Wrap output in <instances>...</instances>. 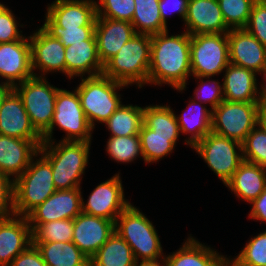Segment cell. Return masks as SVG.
<instances>
[{
	"mask_svg": "<svg viewBox=\"0 0 266 266\" xmlns=\"http://www.w3.org/2000/svg\"><path fill=\"white\" fill-rule=\"evenodd\" d=\"M169 31L151 35V53L147 84H167L185 90L191 74L190 34L168 35Z\"/></svg>",
	"mask_w": 266,
	"mask_h": 266,
	"instance_id": "cell-1",
	"label": "cell"
},
{
	"mask_svg": "<svg viewBox=\"0 0 266 266\" xmlns=\"http://www.w3.org/2000/svg\"><path fill=\"white\" fill-rule=\"evenodd\" d=\"M56 143V144H55ZM91 142L61 141L53 138L39 148L50 163L56 190L81 188L82 175L89 162Z\"/></svg>",
	"mask_w": 266,
	"mask_h": 266,
	"instance_id": "cell-2",
	"label": "cell"
},
{
	"mask_svg": "<svg viewBox=\"0 0 266 266\" xmlns=\"http://www.w3.org/2000/svg\"><path fill=\"white\" fill-rule=\"evenodd\" d=\"M151 53V35L136 33L109 59L102 74L127 86L147 84Z\"/></svg>",
	"mask_w": 266,
	"mask_h": 266,
	"instance_id": "cell-3",
	"label": "cell"
},
{
	"mask_svg": "<svg viewBox=\"0 0 266 266\" xmlns=\"http://www.w3.org/2000/svg\"><path fill=\"white\" fill-rule=\"evenodd\" d=\"M55 191L51 163L38 152L14 180V214L26 217Z\"/></svg>",
	"mask_w": 266,
	"mask_h": 266,
	"instance_id": "cell-4",
	"label": "cell"
},
{
	"mask_svg": "<svg viewBox=\"0 0 266 266\" xmlns=\"http://www.w3.org/2000/svg\"><path fill=\"white\" fill-rule=\"evenodd\" d=\"M81 83L75 88L81 106L91 127L95 122L105 123L123 104L118 91L129 87L103 74L80 77ZM119 89V90H118Z\"/></svg>",
	"mask_w": 266,
	"mask_h": 266,
	"instance_id": "cell-5",
	"label": "cell"
},
{
	"mask_svg": "<svg viewBox=\"0 0 266 266\" xmlns=\"http://www.w3.org/2000/svg\"><path fill=\"white\" fill-rule=\"evenodd\" d=\"M115 232L129 244L136 261L165 257L152 221L132 203L117 217Z\"/></svg>",
	"mask_w": 266,
	"mask_h": 266,
	"instance_id": "cell-6",
	"label": "cell"
},
{
	"mask_svg": "<svg viewBox=\"0 0 266 266\" xmlns=\"http://www.w3.org/2000/svg\"><path fill=\"white\" fill-rule=\"evenodd\" d=\"M58 126L66 136L61 141L92 142L93 128L87 120L77 91L60 89L56 95L55 112L50 128L42 135L43 142L53 141V130Z\"/></svg>",
	"mask_w": 266,
	"mask_h": 266,
	"instance_id": "cell-7",
	"label": "cell"
},
{
	"mask_svg": "<svg viewBox=\"0 0 266 266\" xmlns=\"http://www.w3.org/2000/svg\"><path fill=\"white\" fill-rule=\"evenodd\" d=\"M21 97L31 124L42 136L49 128L55 112L56 95L60 88L46 77L32 76L13 87Z\"/></svg>",
	"mask_w": 266,
	"mask_h": 266,
	"instance_id": "cell-8",
	"label": "cell"
},
{
	"mask_svg": "<svg viewBox=\"0 0 266 266\" xmlns=\"http://www.w3.org/2000/svg\"><path fill=\"white\" fill-rule=\"evenodd\" d=\"M190 62L193 77H214L229 65L227 33L190 35Z\"/></svg>",
	"mask_w": 266,
	"mask_h": 266,
	"instance_id": "cell-9",
	"label": "cell"
},
{
	"mask_svg": "<svg viewBox=\"0 0 266 266\" xmlns=\"http://www.w3.org/2000/svg\"><path fill=\"white\" fill-rule=\"evenodd\" d=\"M260 102L222 101L212 111L211 132L242 143L258 123Z\"/></svg>",
	"mask_w": 266,
	"mask_h": 266,
	"instance_id": "cell-10",
	"label": "cell"
},
{
	"mask_svg": "<svg viewBox=\"0 0 266 266\" xmlns=\"http://www.w3.org/2000/svg\"><path fill=\"white\" fill-rule=\"evenodd\" d=\"M192 148L224 185L231 179L243 161L242 144L240 142L212 132L208 133Z\"/></svg>",
	"mask_w": 266,
	"mask_h": 266,
	"instance_id": "cell-11",
	"label": "cell"
},
{
	"mask_svg": "<svg viewBox=\"0 0 266 266\" xmlns=\"http://www.w3.org/2000/svg\"><path fill=\"white\" fill-rule=\"evenodd\" d=\"M120 173L100 183L88 196L87 202L82 196V212L116 221L117 217L131 204L125 199Z\"/></svg>",
	"mask_w": 266,
	"mask_h": 266,
	"instance_id": "cell-12",
	"label": "cell"
},
{
	"mask_svg": "<svg viewBox=\"0 0 266 266\" xmlns=\"http://www.w3.org/2000/svg\"><path fill=\"white\" fill-rule=\"evenodd\" d=\"M30 36L32 70L34 76L45 77L47 73L66 75L65 47L41 26ZM39 69V74L35 70ZM41 73V74H40Z\"/></svg>",
	"mask_w": 266,
	"mask_h": 266,
	"instance_id": "cell-13",
	"label": "cell"
},
{
	"mask_svg": "<svg viewBox=\"0 0 266 266\" xmlns=\"http://www.w3.org/2000/svg\"><path fill=\"white\" fill-rule=\"evenodd\" d=\"M27 37L9 43H0V79L12 87L34 75L31 44L29 36Z\"/></svg>",
	"mask_w": 266,
	"mask_h": 266,
	"instance_id": "cell-14",
	"label": "cell"
},
{
	"mask_svg": "<svg viewBox=\"0 0 266 266\" xmlns=\"http://www.w3.org/2000/svg\"><path fill=\"white\" fill-rule=\"evenodd\" d=\"M82 188L56 190L26 217L28 223L74 219L82 212Z\"/></svg>",
	"mask_w": 266,
	"mask_h": 266,
	"instance_id": "cell-15",
	"label": "cell"
},
{
	"mask_svg": "<svg viewBox=\"0 0 266 266\" xmlns=\"http://www.w3.org/2000/svg\"><path fill=\"white\" fill-rule=\"evenodd\" d=\"M72 242L90 259L115 232V222L81 212L73 219Z\"/></svg>",
	"mask_w": 266,
	"mask_h": 266,
	"instance_id": "cell-16",
	"label": "cell"
},
{
	"mask_svg": "<svg viewBox=\"0 0 266 266\" xmlns=\"http://www.w3.org/2000/svg\"><path fill=\"white\" fill-rule=\"evenodd\" d=\"M229 62L260 75L266 69V47L245 28L230 29Z\"/></svg>",
	"mask_w": 266,
	"mask_h": 266,
	"instance_id": "cell-17",
	"label": "cell"
},
{
	"mask_svg": "<svg viewBox=\"0 0 266 266\" xmlns=\"http://www.w3.org/2000/svg\"><path fill=\"white\" fill-rule=\"evenodd\" d=\"M190 35L228 33L218 0H188L184 19Z\"/></svg>",
	"mask_w": 266,
	"mask_h": 266,
	"instance_id": "cell-18",
	"label": "cell"
},
{
	"mask_svg": "<svg viewBox=\"0 0 266 266\" xmlns=\"http://www.w3.org/2000/svg\"><path fill=\"white\" fill-rule=\"evenodd\" d=\"M42 143L43 140H24L0 135V173L14 181L28 168Z\"/></svg>",
	"mask_w": 266,
	"mask_h": 266,
	"instance_id": "cell-19",
	"label": "cell"
},
{
	"mask_svg": "<svg viewBox=\"0 0 266 266\" xmlns=\"http://www.w3.org/2000/svg\"><path fill=\"white\" fill-rule=\"evenodd\" d=\"M0 135L24 140H43L31 124L22 99L12 89L0 107Z\"/></svg>",
	"mask_w": 266,
	"mask_h": 266,
	"instance_id": "cell-20",
	"label": "cell"
},
{
	"mask_svg": "<svg viewBox=\"0 0 266 266\" xmlns=\"http://www.w3.org/2000/svg\"><path fill=\"white\" fill-rule=\"evenodd\" d=\"M31 244L32 229L27 217L13 214L0 218V266H10Z\"/></svg>",
	"mask_w": 266,
	"mask_h": 266,
	"instance_id": "cell-21",
	"label": "cell"
},
{
	"mask_svg": "<svg viewBox=\"0 0 266 266\" xmlns=\"http://www.w3.org/2000/svg\"><path fill=\"white\" fill-rule=\"evenodd\" d=\"M47 6L45 15L63 29L96 25L95 0H55Z\"/></svg>",
	"mask_w": 266,
	"mask_h": 266,
	"instance_id": "cell-22",
	"label": "cell"
},
{
	"mask_svg": "<svg viewBox=\"0 0 266 266\" xmlns=\"http://www.w3.org/2000/svg\"><path fill=\"white\" fill-rule=\"evenodd\" d=\"M129 21L112 20L96 16L95 36L98 55L104 65L135 35Z\"/></svg>",
	"mask_w": 266,
	"mask_h": 266,
	"instance_id": "cell-23",
	"label": "cell"
},
{
	"mask_svg": "<svg viewBox=\"0 0 266 266\" xmlns=\"http://www.w3.org/2000/svg\"><path fill=\"white\" fill-rule=\"evenodd\" d=\"M66 75L85 77L101 75L104 65L100 61L95 34L83 43L73 44L65 48Z\"/></svg>",
	"mask_w": 266,
	"mask_h": 266,
	"instance_id": "cell-24",
	"label": "cell"
},
{
	"mask_svg": "<svg viewBox=\"0 0 266 266\" xmlns=\"http://www.w3.org/2000/svg\"><path fill=\"white\" fill-rule=\"evenodd\" d=\"M223 96L229 102H260L258 74L238 65L229 63L224 70Z\"/></svg>",
	"mask_w": 266,
	"mask_h": 266,
	"instance_id": "cell-25",
	"label": "cell"
},
{
	"mask_svg": "<svg viewBox=\"0 0 266 266\" xmlns=\"http://www.w3.org/2000/svg\"><path fill=\"white\" fill-rule=\"evenodd\" d=\"M168 266H229L227 255H221L207 245H203L191 234L179 250L166 255Z\"/></svg>",
	"mask_w": 266,
	"mask_h": 266,
	"instance_id": "cell-26",
	"label": "cell"
},
{
	"mask_svg": "<svg viewBox=\"0 0 266 266\" xmlns=\"http://www.w3.org/2000/svg\"><path fill=\"white\" fill-rule=\"evenodd\" d=\"M225 186L249 204L266 188V168L243 160Z\"/></svg>",
	"mask_w": 266,
	"mask_h": 266,
	"instance_id": "cell-27",
	"label": "cell"
},
{
	"mask_svg": "<svg viewBox=\"0 0 266 266\" xmlns=\"http://www.w3.org/2000/svg\"><path fill=\"white\" fill-rule=\"evenodd\" d=\"M206 107L201 102L190 99L185 111L181 115L175 114L180 133L189 134L185 144L191 148L211 132L212 110Z\"/></svg>",
	"mask_w": 266,
	"mask_h": 266,
	"instance_id": "cell-28",
	"label": "cell"
},
{
	"mask_svg": "<svg viewBox=\"0 0 266 266\" xmlns=\"http://www.w3.org/2000/svg\"><path fill=\"white\" fill-rule=\"evenodd\" d=\"M47 266H90L89 258L73 242H32Z\"/></svg>",
	"mask_w": 266,
	"mask_h": 266,
	"instance_id": "cell-29",
	"label": "cell"
},
{
	"mask_svg": "<svg viewBox=\"0 0 266 266\" xmlns=\"http://www.w3.org/2000/svg\"><path fill=\"white\" fill-rule=\"evenodd\" d=\"M90 266H135L136 259L129 244L116 232L89 259Z\"/></svg>",
	"mask_w": 266,
	"mask_h": 266,
	"instance_id": "cell-30",
	"label": "cell"
},
{
	"mask_svg": "<svg viewBox=\"0 0 266 266\" xmlns=\"http://www.w3.org/2000/svg\"><path fill=\"white\" fill-rule=\"evenodd\" d=\"M143 109L144 106L122 104L104 123L110 136L139 135L143 124Z\"/></svg>",
	"mask_w": 266,
	"mask_h": 266,
	"instance_id": "cell-31",
	"label": "cell"
},
{
	"mask_svg": "<svg viewBox=\"0 0 266 266\" xmlns=\"http://www.w3.org/2000/svg\"><path fill=\"white\" fill-rule=\"evenodd\" d=\"M160 0H134L135 10L132 25L135 33L154 35L168 30L159 9Z\"/></svg>",
	"mask_w": 266,
	"mask_h": 266,
	"instance_id": "cell-32",
	"label": "cell"
},
{
	"mask_svg": "<svg viewBox=\"0 0 266 266\" xmlns=\"http://www.w3.org/2000/svg\"><path fill=\"white\" fill-rule=\"evenodd\" d=\"M144 163H156L171 154L176 147L179 136L155 135L144 123L139 132Z\"/></svg>",
	"mask_w": 266,
	"mask_h": 266,
	"instance_id": "cell-33",
	"label": "cell"
},
{
	"mask_svg": "<svg viewBox=\"0 0 266 266\" xmlns=\"http://www.w3.org/2000/svg\"><path fill=\"white\" fill-rule=\"evenodd\" d=\"M143 123L155 135L180 136L179 124L170 105H148L143 109Z\"/></svg>",
	"mask_w": 266,
	"mask_h": 266,
	"instance_id": "cell-34",
	"label": "cell"
},
{
	"mask_svg": "<svg viewBox=\"0 0 266 266\" xmlns=\"http://www.w3.org/2000/svg\"><path fill=\"white\" fill-rule=\"evenodd\" d=\"M32 242H72L73 219H61L46 223H29Z\"/></svg>",
	"mask_w": 266,
	"mask_h": 266,
	"instance_id": "cell-35",
	"label": "cell"
},
{
	"mask_svg": "<svg viewBox=\"0 0 266 266\" xmlns=\"http://www.w3.org/2000/svg\"><path fill=\"white\" fill-rule=\"evenodd\" d=\"M106 143L109 158L117 163H132L139 155L143 159L139 135L110 136Z\"/></svg>",
	"mask_w": 266,
	"mask_h": 266,
	"instance_id": "cell-36",
	"label": "cell"
},
{
	"mask_svg": "<svg viewBox=\"0 0 266 266\" xmlns=\"http://www.w3.org/2000/svg\"><path fill=\"white\" fill-rule=\"evenodd\" d=\"M229 266H266V230L252 237L235 258L228 259Z\"/></svg>",
	"mask_w": 266,
	"mask_h": 266,
	"instance_id": "cell-37",
	"label": "cell"
},
{
	"mask_svg": "<svg viewBox=\"0 0 266 266\" xmlns=\"http://www.w3.org/2000/svg\"><path fill=\"white\" fill-rule=\"evenodd\" d=\"M257 0H218L226 25L230 29L245 28L253 4Z\"/></svg>",
	"mask_w": 266,
	"mask_h": 266,
	"instance_id": "cell-38",
	"label": "cell"
},
{
	"mask_svg": "<svg viewBox=\"0 0 266 266\" xmlns=\"http://www.w3.org/2000/svg\"><path fill=\"white\" fill-rule=\"evenodd\" d=\"M45 22L41 26L52 37L59 39L66 48L73 44L83 43L95 34V26H81L77 28H66L56 25L47 15Z\"/></svg>",
	"mask_w": 266,
	"mask_h": 266,
	"instance_id": "cell-39",
	"label": "cell"
},
{
	"mask_svg": "<svg viewBox=\"0 0 266 266\" xmlns=\"http://www.w3.org/2000/svg\"><path fill=\"white\" fill-rule=\"evenodd\" d=\"M242 144L243 160L266 168V133L258 125Z\"/></svg>",
	"mask_w": 266,
	"mask_h": 266,
	"instance_id": "cell-40",
	"label": "cell"
},
{
	"mask_svg": "<svg viewBox=\"0 0 266 266\" xmlns=\"http://www.w3.org/2000/svg\"><path fill=\"white\" fill-rule=\"evenodd\" d=\"M95 2L98 17L132 21L135 10L134 0H97Z\"/></svg>",
	"mask_w": 266,
	"mask_h": 266,
	"instance_id": "cell-41",
	"label": "cell"
},
{
	"mask_svg": "<svg viewBox=\"0 0 266 266\" xmlns=\"http://www.w3.org/2000/svg\"><path fill=\"white\" fill-rule=\"evenodd\" d=\"M197 80L198 87L194 90V99L202 104H209L210 110H214L222 101H224L223 87L218 80H210V77H193ZM206 79V81H205Z\"/></svg>",
	"mask_w": 266,
	"mask_h": 266,
	"instance_id": "cell-42",
	"label": "cell"
},
{
	"mask_svg": "<svg viewBox=\"0 0 266 266\" xmlns=\"http://www.w3.org/2000/svg\"><path fill=\"white\" fill-rule=\"evenodd\" d=\"M245 29L266 47V3L263 0L253 4Z\"/></svg>",
	"mask_w": 266,
	"mask_h": 266,
	"instance_id": "cell-43",
	"label": "cell"
},
{
	"mask_svg": "<svg viewBox=\"0 0 266 266\" xmlns=\"http://www.w3.org/2000/svg\"><path fill=\"white\" fill-rule=\"evenodd\" d=\"M16 19L13 11L5 4L0 8V43H9L25 37L18 28L23 25L18 24L20 21Z\"/></svg>",
	"mask_w": 266,
	"mask_h": 266,
	"instance_id": "cell-44",
	"label": "cell"
},
{
	"mask_svg": "<svg viewBox=\"0 0 266 266\" xmlns=\"http://www.w3.org/2000/svg\"><path fill=\"white\" fill-rule=\"evenodd\" d=\"M14 181L0 173V218L14 214Z\"/></svg>",
	"mask_w": 266,
	"mask_h": 266,
	"instance_id": "cell-45",
	"label": "cell"
},
{
	"mask_svg": "<svg viewBox=\"0 0 266 266\" xmlns=\"http://www.w3.org/2000/svg\"><path fill=\"white\" fill-rule=\"evenodd\" d=\"M10 266H47L39 250L31 244L26 250L16 256Z\"/></svg>",
	"mask_w": 266,
	"mask_h": 266,
	"instance_id": "cell-46",
	"label": "cell"
},
{
	"mask_svg": "<svg viewBox=\"0 0 266 266\" xmlns=\"http://www.w3.org/2000/svg\"><path fill=\"white\" fill-rule=\"evenodd\" d=\"M187 4L188 0H160L159 9L163 23L167 26V15L170 12L176 13L184 22Z\"/></svg>",
	"mask_w": 266,
	"mask_h": 266,
	"instance_id": "cell-47",
	"label": "cell"
},
{
	"mask_svg": "<svg viewBox=\"0 0 266 266\" xmlns=\"http://www.w3.org/2000/svg\"><path fill=\"white\" fill-rule=\"evenodd\" d=\"M252 204V205H251ZM250 205L252 206L248 218L266 222V188Z\"/></svg>",
	"mask_w": 266,
	"mask_h": 266,
	"instance_id": "cell-48",
	"label": "cell"
},
{
	"mask_svg": "<svg viewBox=\"0 0 266 266\" xmlns=\"http://www.w3.org/2000/svg\"><path fill=\"white\" fill-rule=\"evenodd\" d=\"M135 266H168V263L165 257H163L156 260H141L140 262L136 261Z\"/></svg>",
	"mask_w": 266,
	"mask_h": 266,
	"instance_id": "cell-49",
	"label": "cell"
},
{
	"mask_svg": "<svg viewBox=\"0 0 266 266\" xmlns=\"http://www.w3.org/2000/svg\"><path fill=\"white\" fill-rule=\"evenodd\" d=\"M257 125L266 133V103H262L259 107Z\"/></svg>",
	"mask_w": 266,
	"mask_h": 266,
	"instance_id": "cell-50",
	"label": "cell"
},
{
	"mask_svg": "<svg viewBox=\"0 0 266 266\" xmlns=\"http://www.w3.org/2000/svg\"><path fill=\"white\" fill-rule=\"evenodd\" d=\"M260 75H263V82H261L259 88V101L262 104L266 103V69Z\"/></svg>",
	"mask_w": 266,
	"mask_h": 266,
	"instance_id": "cell-51",
	"label": "cell"
},
{
	"mask_svg": "<svg viewBox=\"0 0 266 266\" xmlns=\"http://www.w3.org/2000/svg\"><path fill=\"white\" fill-rule=\"evenodd\" d=\"M13 89V87L5 82H0V107L3 102V99L7 96V94Z\"/></svg>",
	"mask_w": 266,
	"mask_h": 266,
	"instance_id": "cell-52",
	"label": "cell"
}]
</instances>
